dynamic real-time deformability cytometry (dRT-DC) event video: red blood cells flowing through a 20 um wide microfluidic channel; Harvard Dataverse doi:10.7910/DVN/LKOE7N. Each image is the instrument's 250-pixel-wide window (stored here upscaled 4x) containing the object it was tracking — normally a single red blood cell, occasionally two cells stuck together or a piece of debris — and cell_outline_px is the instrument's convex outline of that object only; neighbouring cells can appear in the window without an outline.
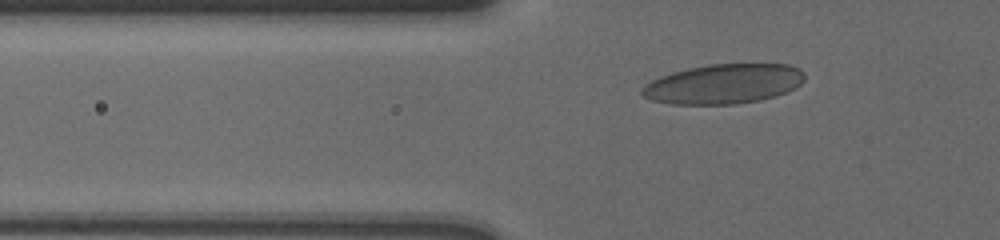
{"species": "human", "species_latin": "Homo sapiens", "temperature_condition": "cold", "stored_images_in_passage": 34, "camera_frame_rate_fps": 3000, "um_per_image_px": 0.085, "donor": {"sex": "male"}, "frame": {"image": 1, "passage_image": 2, "time_ms": 0.333, "image_size_px": [1000, 240], "cell_outline_px": [[804, 80], [796, 88], [776, 96], [760, 100], [732, 104], [672, 104], [652, 100], [644, 96], [640, 92], [640, 88], [644, 84], [660, 76], [672, 72], [688, 68], [708, 64], [788, 64], [800, 68], [804, 72]], "centroid_in_image_um": [61.51, 7.13], "position_along_channel_um": 64.3, "area_um2": 37.8}}
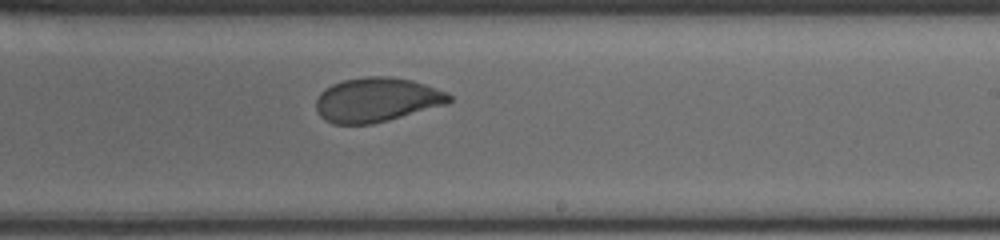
{"frame": {"image": 2, "passage_image": 19, "time_ms": 6.0, "image_size_px": [1000, 240], "cell_outline_px": [[452, 100], [448, 104], [388, 120], [372, 124], [332, 124], [324, 120], [320, 116], [316, 108], [316, 100], [320, 92], [324, 88], [332, 84], [344, 80], [364, 76], [388, 76], [412, 80], [448, 92], [452, 96]], "centroid_in_image_um": [32.02, 8.48], "position_along_channel_um": 257.0, "area_um2": 34.62}}
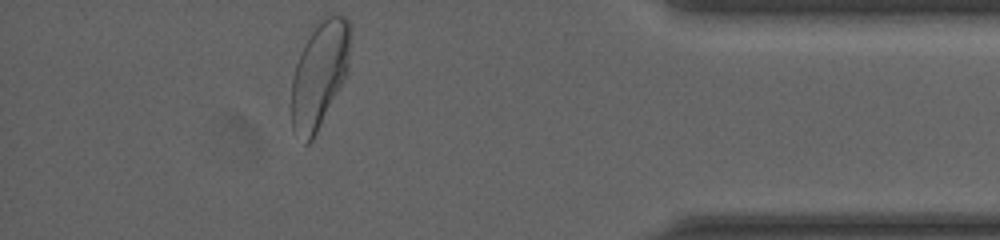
{"frame": {"image": 3, "passage_image": 34, "time_ms": 11.0, "image_size_px": [1000, 240], "cell_outline_px": [[348, 72], [312, 140], [308, 144], [304, 144], [292, 128], [288, 104], [292, 76], [300, 52], [312, 24], [320, 16], [332, 12], [336, 12], [344, 16], [348, 20]], "centroid_in_image_um": [27.07, 6.29], "position_along_channel_um": 408.1, "area_um2": 37.34}, "authors_computed_cell_mechanics": {"area_um2": 35.4314, "velocity_mm_per_s": 3.606, "shape_relaxation_time_tau1_ms": 7.0833, "shape_relaxation_time_tau2_ms": 0.6138, "deformation_change_tau1": 0.161, "deformation_change_tau2": 0.0551}}